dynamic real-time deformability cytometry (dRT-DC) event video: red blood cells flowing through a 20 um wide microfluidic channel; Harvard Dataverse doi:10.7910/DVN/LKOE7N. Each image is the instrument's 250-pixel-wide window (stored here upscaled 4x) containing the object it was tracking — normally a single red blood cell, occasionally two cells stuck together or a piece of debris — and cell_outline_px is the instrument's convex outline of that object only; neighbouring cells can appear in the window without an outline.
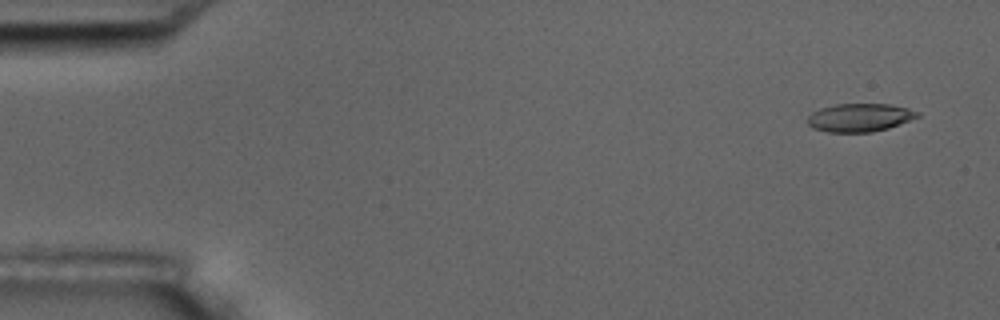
{"species": "common noctule bat (a hibernating species)", "species_latin": "Nyctalus noctula", "temperature_condition": "room temperature", "stored_images_in_passage": 5, "camera_frame_rate_fps": 3000, "um_per_image_px": 0.085, "animal": {"sex": "male", "body_mass_g": 17.5, "forearm_length_mm": 52.3}, "frame": {"image": 1, "passage_image": 1, "time_ms": 0.0, "image_size_px": [1000, 320], "cell_outline_px": [[920, 116], [900, 124], [888, 128], [872, 132], [828, 132], [812, 128], [808, 124], [808, 116], [812, 112], [820, 108], [836, 104], [892, 104], [908, 108], [920, 112]], "centroid_in_image_um": [73.09, 9.99], "position_along_channel_um": 11.9, "area_um2": 18.15}}
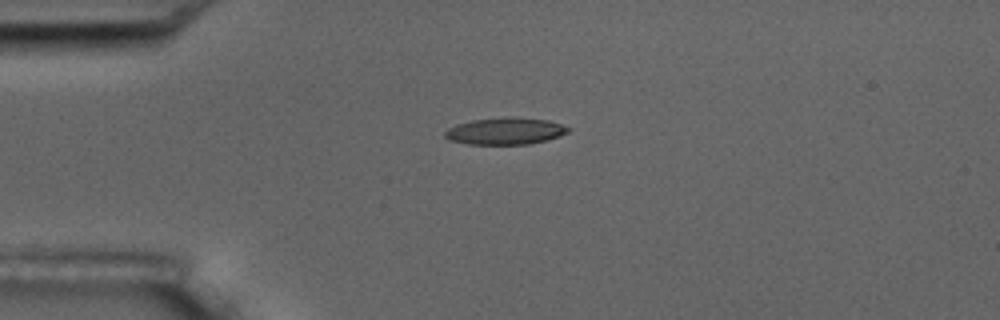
{"frame": {"image": 2, "passage_image": 4, "time_ms": 3.667, "image_size_px": [1000, 320], "cell_outline_px": [[572, 128], [568, 132], [560, 136], [528, 144], [468, 144], [448, 140], [444, 136], [444, 132], [448, 128], [456, 124], [472, 120], [504, 116], [512, 116], [548, 120]], "centroid_in_image_um": [42.92, 11.13], "position_along_channel_um": 42.1, "area_um2": 19.48}}